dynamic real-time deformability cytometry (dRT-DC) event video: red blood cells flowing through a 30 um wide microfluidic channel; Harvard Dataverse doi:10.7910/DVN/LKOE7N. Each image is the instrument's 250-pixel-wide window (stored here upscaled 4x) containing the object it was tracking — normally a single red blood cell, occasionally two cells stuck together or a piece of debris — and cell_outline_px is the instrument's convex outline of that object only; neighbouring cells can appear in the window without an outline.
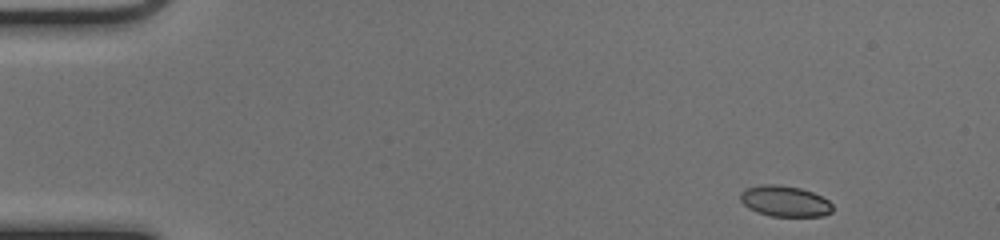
{"species": "common noctule bat (a hibernating species)", "species_latin": "Nyctalus noctula", "temperature_condition": "cold", "stored_images_in_passage": 47, "camera_frame_rate_fps": 3000, "um_per_image_px": 0.085, "animal": {"sex": "female", "body_mass_g": 17.0, "forearm_length_mm": 48.0}, "frame": {"image": 1, "passage_image": 1, "time_ms": 0.0, "image_size_px": [1000, 240], "cell_outline_px": [[832, 212], [824, 216], [772, 216], [756, 212], [748, 208], [740, 200], [740, 192], [744, 188], [760, 184], [776, 184], [800, 188], [812, 192], [828, 200], [832, 204]], "centroid_in_image_um": [66.68, 17.09], "position_along_channel_um": 18.3, "area_um2": 16.7}}
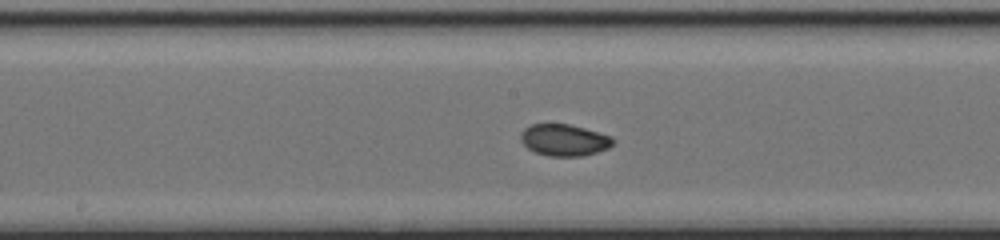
{"frame": {"image": 2, "passage_image": 23, "time_ms": 7.333, "image_size_px": [1000, 240], "cell_outline_px": [[616, 140], [608, 148], [584, 156], [548, 156], [536, 152], [528, 148], [520, 140], [520, 132], [524, 128], [532, 124], [568, 124], [584, 128], [612, 136]], "centroid_in_image_um": [47.95, 11.9], "position_along_channel_um": 200.2, "area_um2": 17.05}}
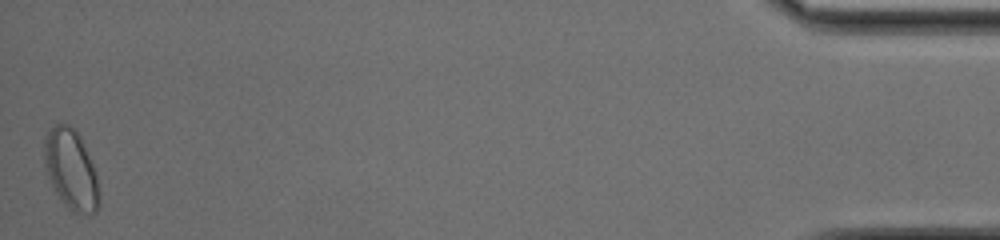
{"frame": {"image": 3, "passage_image": 47, "time_ms": 15.333, "image_size_px": [1000, 240], "cell_outline_px": [[100, 204], [96, 212], [72, 212], [64, 204], [56, 192], [48, 176], [44, 164], [44, 140], [48, 132], [56, 124], [68, 124], [80, 136], [92, 164], [96, 176], [100, 196]], "centroid_in_image_um": [6.03, 14.42], "position_along_channel_um": 429.2, "area_um2": 25.14}, "authors_computed_cell_mechanics": {"area_um2": 17.2244, "velocity_mm_per_s": 4.0194, "shape_relaxation_time_tau1_ms": 3.8797, "shape_relaxation_time_tau2_ms": 1.294, "deformation_change_tau1": 0.0855, "deformation_change_tau2": 0.034}}